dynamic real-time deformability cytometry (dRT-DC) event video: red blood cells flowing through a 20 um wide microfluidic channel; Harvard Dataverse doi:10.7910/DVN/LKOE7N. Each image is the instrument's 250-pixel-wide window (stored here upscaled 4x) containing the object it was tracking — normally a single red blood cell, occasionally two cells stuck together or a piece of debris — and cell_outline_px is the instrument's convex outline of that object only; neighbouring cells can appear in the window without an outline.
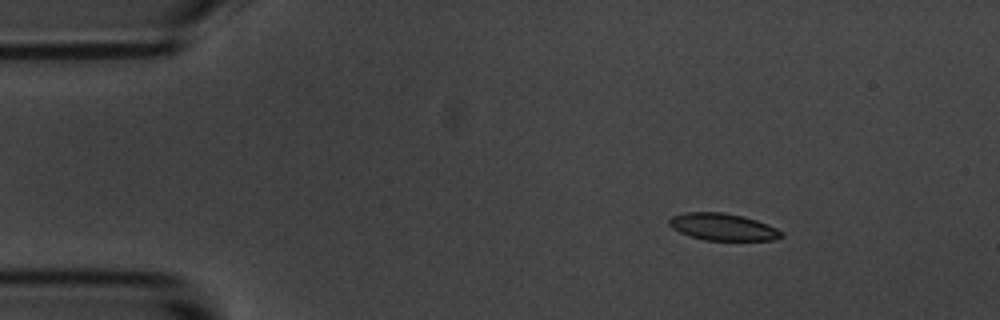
{"species": "common noctule bat (a hibernating species)", "species_latin": "Nyctalus noctula", "temperature_condition": "room temperature", "stored_images_in_passage": 3, "camera_frame_rate_fps": 3000, "um_per_image_px": 0.085, "animal": {"sex": "male", "body_mass_g": 20.1, "forearm_length_mm": 53.5}, "frame": {"image": 1, "passage_image": 1, "time_ms": 0.0, "image_size_px": [1000, 320], "cell_outline_px": [[784, 236], [772, 240], [704, 240], [680, 232], [672, 228], [668, 224], [668, 220], [672, 216], [684, 212], [724, 212], [744, 216], [768, 224], [784, 232]], "centroid_in_image_um": [61.45, 19.28], "position_along_channel_um": 23.5, "area_um2": 17.74}}